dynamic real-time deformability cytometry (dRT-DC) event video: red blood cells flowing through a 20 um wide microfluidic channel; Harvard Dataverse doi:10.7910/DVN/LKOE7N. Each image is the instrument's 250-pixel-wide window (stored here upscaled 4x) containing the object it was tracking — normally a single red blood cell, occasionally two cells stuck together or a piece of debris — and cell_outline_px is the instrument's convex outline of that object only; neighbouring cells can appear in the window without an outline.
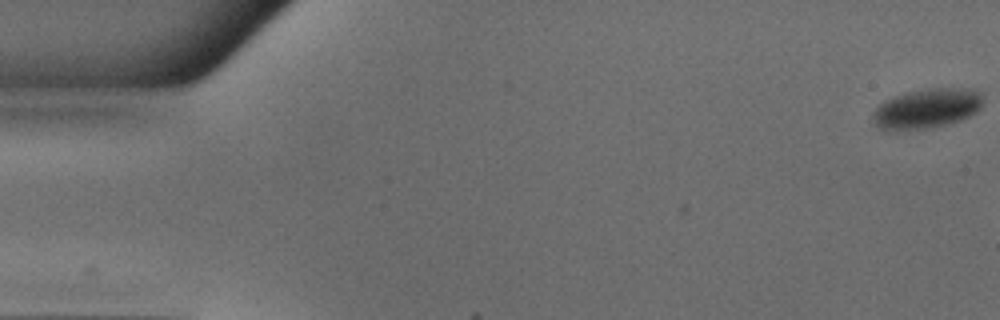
{"species": "common noctule bat (a hibernating species)", "species_latin": "Nyctalus noctula", "temperature_condition": "warm", "stored_images_in_passage": 7, "camera_frame_rate_fps": 3000, "um_per_image_px": 0.085, "animal": {"sex": "male", "body_mass_g": 18.8}, "frame": {"image": 1, "passage_image": 1, "time_ms": 0.0, "image_size_px": [1000, 320], "cell_outline_px": [[984, 96], [980, 108], [976, 112], [960, 120], [948, 124], [928, 128], [896, 132], [884, 132], [876, 124], [872, 116], [872, 112], [884, 100], [892, 96], [904, 92], [928, 88], [972, 88], [980, 92]], "centroid_in_image_um": [78.74, 9.23], "position_along_channel_um": 6.3, "area_um2": 26.18}}